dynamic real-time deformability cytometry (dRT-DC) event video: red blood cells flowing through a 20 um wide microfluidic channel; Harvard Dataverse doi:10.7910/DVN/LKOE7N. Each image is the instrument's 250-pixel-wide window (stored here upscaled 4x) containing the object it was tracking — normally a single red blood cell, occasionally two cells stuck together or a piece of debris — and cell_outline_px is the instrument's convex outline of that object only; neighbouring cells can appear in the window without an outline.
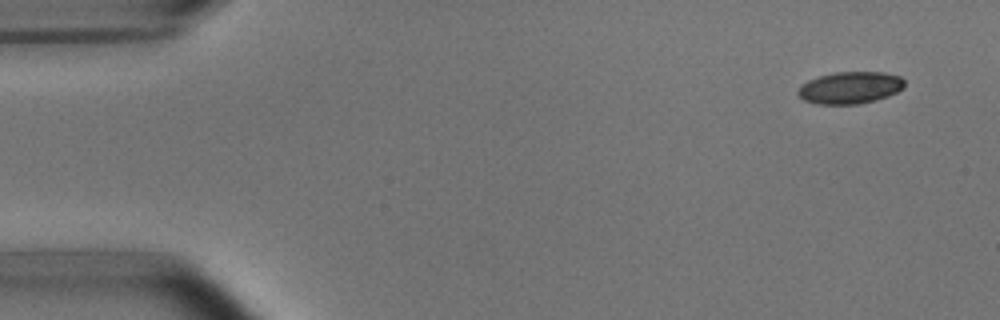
{"species": "common noctule bat (a hibernating species)", "species_latin": "Nyctalus noctula", "temperature_condition": "room temperature", "stored_images_in_passage": 9, "camera_frame_rate_fps": 3000, "um_per_image_px": 0.085, "animal": {"sex": "male", "body_mass_g": 15.6}, "frame": {"image": 1, "passage_image": 1, "time_ms": 0.0, "image_size_px": [1000, 320], "cell_outline_px": [[904, 88], [888, 96], [856, 104], [816, 104], [804, 100], [796, 92], [808, 80], [820, 76], [836, 72], [884, 72], [900, 76], [904, 80]], "centroid_in_image_um": [72.27, 7.45], "position_along_channel_um": 12.7, "area_um2": 19.65}}
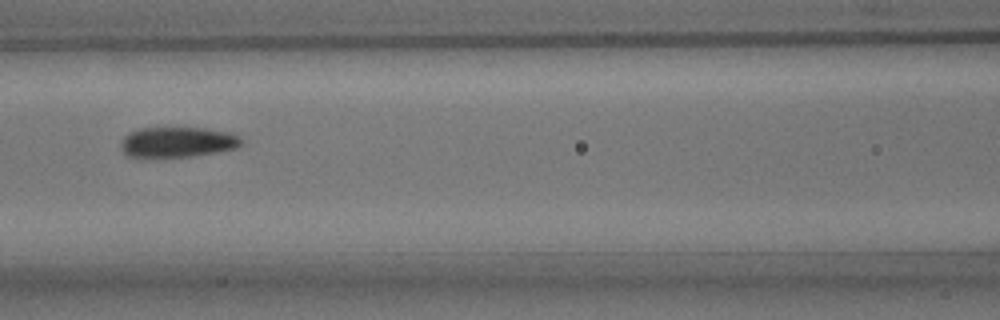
{"frame": {"image": 2, "passage_image": 6, "time_ms": 6.667, "image_size_px": [1000, 320], "cell_outline_px": [[244, 140], [236, 148], [216, 152], [188, 156], [128, 156], [120, 148], [120, 140], [128, 132], [140, 128], [204, 128], [232, 132], [240, 136]], "centroid_in_image_um": [15.1, 12.05], "position_along_channel_um": 151.5, "area_um2": 21.21}}
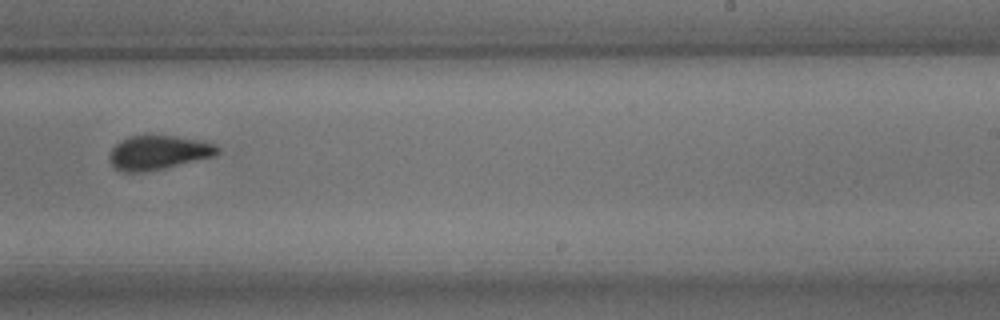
{"frame": {"image": 3, "passage_image": 9, "time_ms": 10.0, "image_size_px": [1000, 320], "cell_outline_px": [[220, 152], [216, 156], [164, 168], [140, 172], [120, 172], [112, 164], [108, 156], [112, 148], [120, 140], [128, 136], [176, 136], [200, 140], [216, 144], [220, 148]], "centroid_in_image_um": [13.48, 12.96], "position_along_channel_um": 275.5, "area_um2": 21.56}}